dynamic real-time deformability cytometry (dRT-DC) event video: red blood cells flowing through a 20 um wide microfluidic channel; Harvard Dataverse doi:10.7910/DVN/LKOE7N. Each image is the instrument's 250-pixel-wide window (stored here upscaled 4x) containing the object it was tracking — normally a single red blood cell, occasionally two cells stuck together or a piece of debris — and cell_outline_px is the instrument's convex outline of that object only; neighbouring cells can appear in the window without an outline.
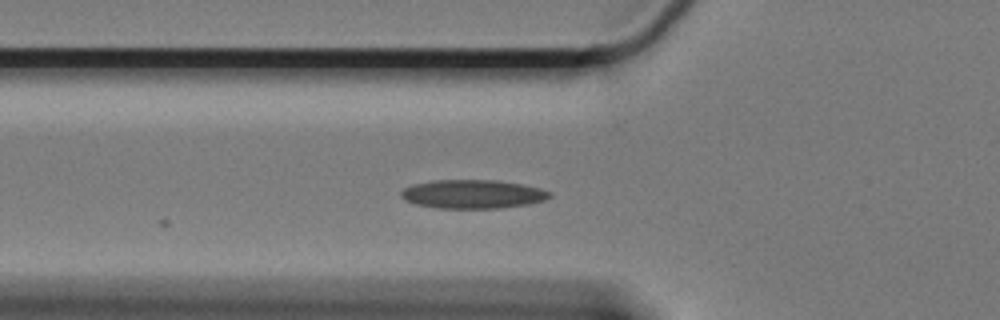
{"species": "Egyptian fruit bat (a non-hibernating species)", "species_latin": "Rousettus aegyptiacus", "temperature_condition": "cold", "stored_images_in_passage": 12, "camera_frame_rate_fps": 3000, "um_per_image_px": 0.085, "animal": {"sex": "female"}, "frame": {"image": 1, "passage_image": 2, "time_ms": 0.333, "image_size_px": [1000, 320], "cell_outline_px": [[552, 196], [544, 200], [528, 204], [500, 208], [436, 208], [416, 204], [404, 200], [400, 196], [400, 192], [404, 188], [412, 184], [432, 180], [496, 180], [520, 184], [540, 188], [552, 192]], "centroid_in_image_um": [40.16, 16.5], "position_along_channel_um": 85.6, "area_um2": 24.97}}
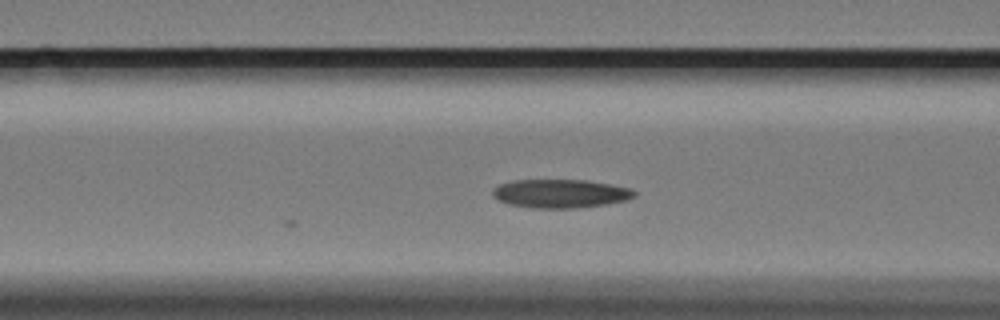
{"frame": {"image": 2, "passage_image": 5, "time_ms": 1.333, "image_size_px": [1000, 320], "cell_outline_px": [[636, 196], [628, 200], [604, 204], [576, 208], [532, 208], [508, 204], [492, 196], [492, 188], [500, 184], [512, 180], [588, 180], [612, 184], [632, 188], [636, 192]], "centroid_in_image_um": [47.65, 16.45], "position_along_channel_um": 119.0, "area_um2": 23.81}}
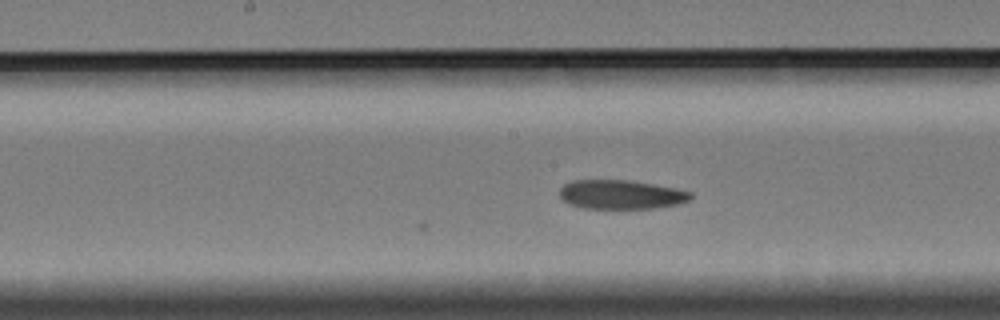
{"frame": {"image": 3, "passage_image": 12, "time_ms": 3.667, "image_size_px": [1000, 320], "cell_outline_px": [[692, 196], [688, 200], [680, 204], [652, 208], [584, 208], [568, 204], [560, 200], [560, 188], [564, 184], [572, 180], [628, 180], [676, 188], [692, 192]], "centroid_in_image_um": [52.75, 16.53], "position_along_channel_um": 195.4, "area_um2": 22.25}}